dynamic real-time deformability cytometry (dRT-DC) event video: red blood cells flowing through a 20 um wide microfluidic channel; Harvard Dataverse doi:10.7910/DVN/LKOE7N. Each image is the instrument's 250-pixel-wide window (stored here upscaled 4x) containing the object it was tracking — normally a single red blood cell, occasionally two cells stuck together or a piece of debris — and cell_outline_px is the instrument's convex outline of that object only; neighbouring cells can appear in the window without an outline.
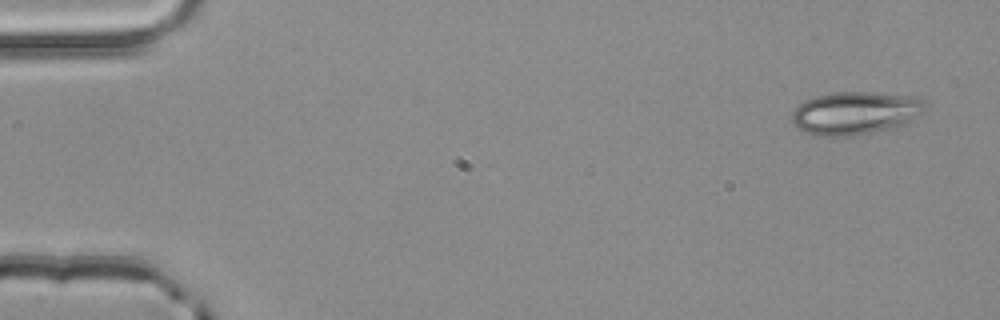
{"species": "common noctule bat (a hibernating species)", "species_latin": "Nyctalus noctula", "temperature_condition": "room temperature", "stored_images_in_passage": 3, "camera_frame_rate_fps": 3000, "um_per_image_px": 0.085, "animal": {"sex": "male", "body_mass_g": 20.4}, "frame": {"image": 1, "passage_image": 1, "time_ms": 0.0, "image_size_px": [1000, 320], "cell_outline_px": [[928, 104], [924, 112], [920, 116], [896, 128], [852, 136], [816, 136], [800, 132], [792, 124], [792, 112], [804, 100], [816, 96], [832, 92], [868, 92], [916, 96], [924, 100]], "centroid_in_image_um": [72.72, 9.62], "position_along_channel_um": 12.3, "area_um2": 34.1}}